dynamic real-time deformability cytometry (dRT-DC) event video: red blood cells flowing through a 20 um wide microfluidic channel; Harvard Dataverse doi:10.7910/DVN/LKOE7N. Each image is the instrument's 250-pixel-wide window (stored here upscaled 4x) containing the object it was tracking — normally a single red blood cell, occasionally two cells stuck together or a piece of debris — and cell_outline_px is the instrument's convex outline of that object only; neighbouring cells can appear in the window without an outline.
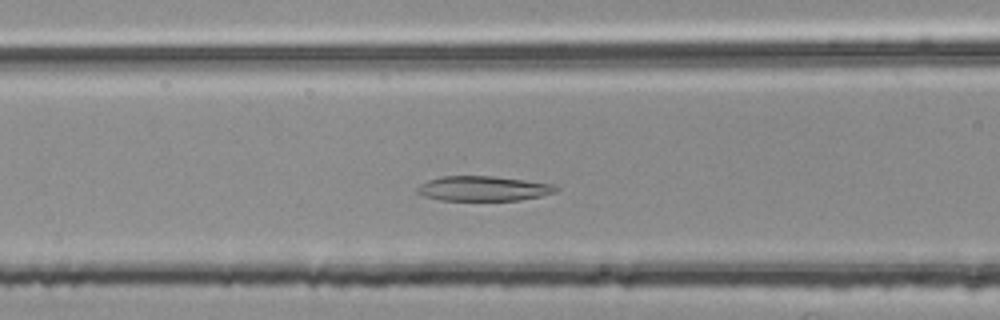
{"species": "common noctule bat (a hibernating species)", "species_latin": "Nyctalus noctula", "temperature_condition": "room temperature", "stored_images_in_passage": 3, "camera_frame_rate_fps": 3000, "um_per_image_px": 0.085, "animal": {"sex": "female", "body_mass_g": 25.1}, "frame": {"image": 1, "passage_image": 3, "time_ms": 0.667, "image_size_px": [1000, 320], "cell_outline_px": [[944, 284], [940, 288], [824, 288], [688, 284], [692, 280], [716, 264], [912, 280]], "centroid_in_image_um": [67.88, 23.72], "position_along_channel_um": 98.7, "area_um2": 24.97}}